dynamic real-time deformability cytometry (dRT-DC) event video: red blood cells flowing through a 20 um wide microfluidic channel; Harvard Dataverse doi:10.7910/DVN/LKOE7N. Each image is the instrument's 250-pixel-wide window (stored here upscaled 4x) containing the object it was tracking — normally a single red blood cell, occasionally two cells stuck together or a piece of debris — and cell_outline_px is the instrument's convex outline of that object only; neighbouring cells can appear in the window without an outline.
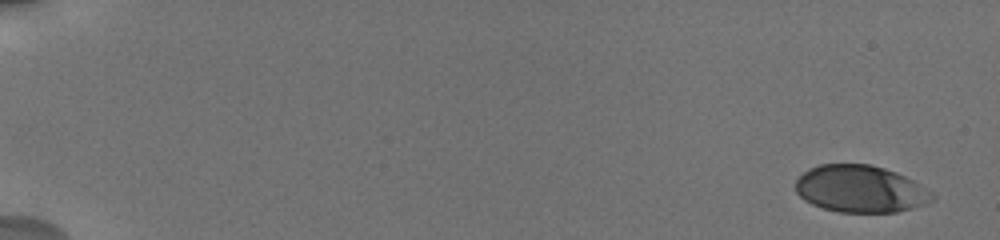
{"species": "human", "species_latin": "Homo sapiens", "temperature_condition": "cold", "stored_images_in_passage": 12, "camera_frame_rate_fps": 3000, "um_per_image_px": 0.085, "donor": {"sex": "male"}, "frame": {"image": 1, "passage_image": 1, "time_ms": 0.0, "image_size_px": [1000, 240], "cell_outline_px": [[936, 196], [932, 200], [924, 204], [912, 208], [896, 212], [840, 212], [824, 208], [812, 204], [804, 200], [796, 192], [796, 180], [808, 168], [820, 164], [868, 164], [884, 168], [896, 172], [912, 180], [932, 192]], "centroid_in_image_um": [73.12, 16.06], "position_along_channel_um": 11.9, "area_um2": 37.34}}
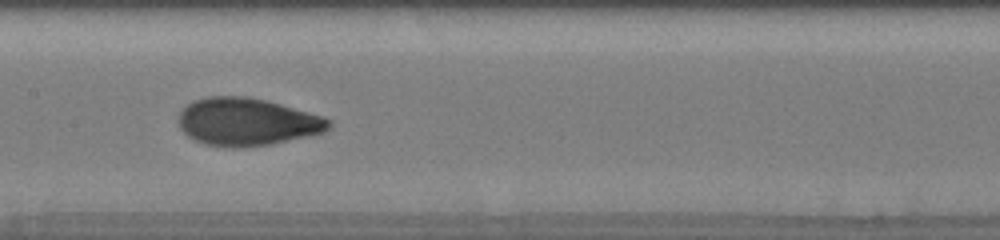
{"frame": {"image": 2, "passage_image": 10, "time_ms": 9.667, "image_size_px": [1000, 240], "cell_outline_px": [[332, 124], [324, 132], [272, 144], [236, 148], [232, 148], [204, 144], [188, 136], [180, 128], [176, 120], [180, 112], [192, 100], [204, 96], [248, 96], [280, 104], [324, 116], [332, 120]], "centroid_in_image_um": [20.97, 10.35], "position_along_channel_um": 186.4, "area_um2": 41.96}}
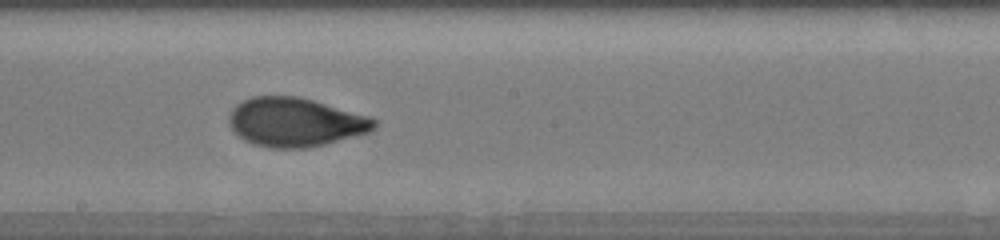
{"frame": {"image": 3, "passage_image": 11, "time_ms": 10.667, "image_size_px": [1000, 240], "cell_outline_px": [[376, 128], [368, 132], [324, 144], [304, 148], [268, 148], [252, 144], [244, 140], [228, 124], [228, 116], [232, 108], [236, 104], [252, 96], [300, 96], [372, 116], [376, 120]], "centroid_in_image_um": [25.09, 10.37], "position_along_channel_um": 223.1, "area_um2": 41.62}}